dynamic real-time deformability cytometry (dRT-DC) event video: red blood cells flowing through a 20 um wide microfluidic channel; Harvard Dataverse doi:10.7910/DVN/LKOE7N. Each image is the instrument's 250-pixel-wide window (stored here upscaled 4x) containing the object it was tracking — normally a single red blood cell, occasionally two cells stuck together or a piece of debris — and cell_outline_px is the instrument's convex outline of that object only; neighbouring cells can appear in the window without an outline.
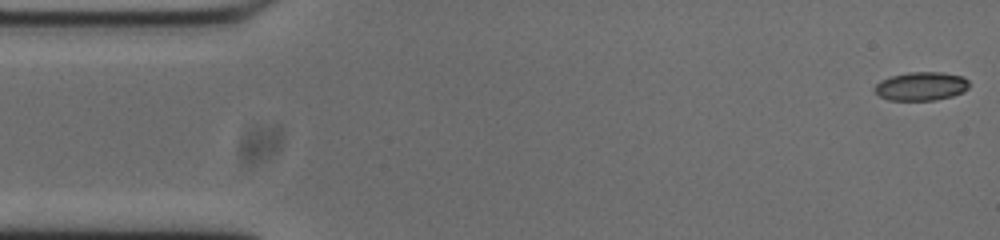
{"species": "common noctule bat (a hibernating species)", "species_latin": "Nyctalus noctula", "temperature_condition": "cold", "stored_images_in_passage": 53, "camera_frame_rate_fps": 3000, "um_per_image_px": 0.085, "animal": {"sex": "male", "body_mass_g": 20.0, "forearm_length_mm": 53.3}, "frame": {"image": 1, "passage_image": 1, "time_ms": 0.0, "image_size_px": [1000, 240], "cell_outline_px": [[968, 88], [964, 92], [952, 96], [936, 100], [888, 100], [880, 96], [872, 88], [880, 80], [892, 76], [908, 72], [944, 72], [964, 76], [968, 80]], "centroid_in_image_um": [78.31, 7.32], "position_along_channel_um": 6.7, "area_um2": 15.9}}
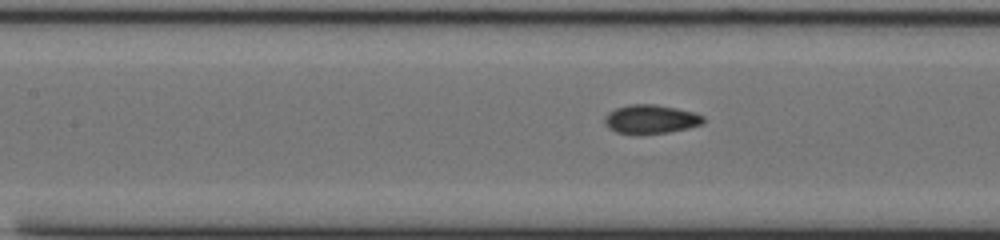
{"frame": {"image": 2, "passage_image": 22, "time_ms": 7.0, "image_size_px": [1000, 240], "cell_outline_px": [[704, 120], [700, 124], [688, 128], [668, 132], [616, 132], [608, 128], [604, 124], [604, 116], [608, 112], [616, 108], [628, 104], [656, 104], [676, 108], [692, 112], [704, 116]], "centroid_in_image_um": [55.28, 10.09], "position_along_channel_um": 152.1, "area_um2": 16.18}}
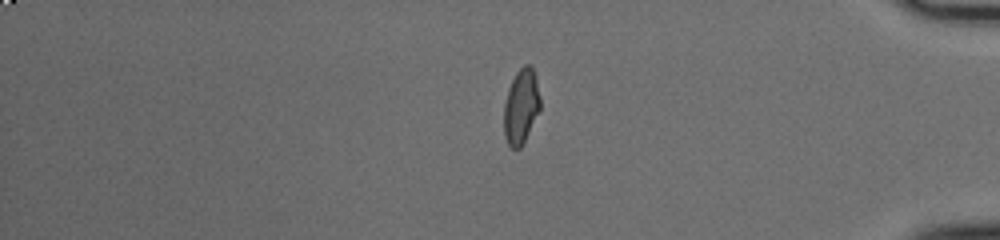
{"frame": {"image": 3, "passage_image": 44, "time_ms": 14.333, "image_size_px": [1000, 240], "cell_outline_px": [[540, 108], [520, 148], [512, 148], [508, 144], [504, 136], [504, 104], [508, 88], [516, 72], [524, 64], [528, 64], [532, 68], [536, 80], [540, 96]], "centroid_in_image_um": [44.27, 9.03], "position_along_channel_um": 390.9, "area_um2": 15.55}, "authors_computed_cell_mechanics": {"area_um2": 16.0106, "velocity_mm_per_s": 3.7346, "shape_relaxation_time_tau1_ms": null, "shape_relaxation_time_tau2_ms": 1.3769, "deformation_change_tau1": null, "deformation_change_tau2": 0.0593}}